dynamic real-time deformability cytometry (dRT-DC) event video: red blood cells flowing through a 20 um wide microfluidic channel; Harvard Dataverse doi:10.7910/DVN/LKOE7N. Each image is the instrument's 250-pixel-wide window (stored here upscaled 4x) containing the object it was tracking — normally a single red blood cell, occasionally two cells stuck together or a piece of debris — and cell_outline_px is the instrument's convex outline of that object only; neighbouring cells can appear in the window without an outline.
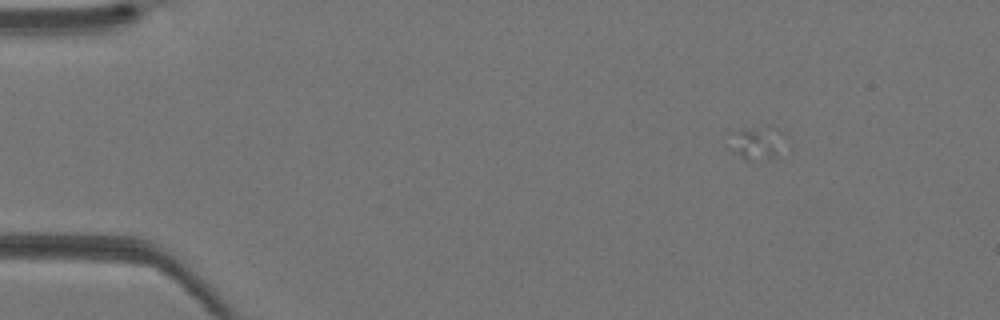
{"species": "Egyptian fruit bat (a non-hibernating species)", "species_latin": "Rousettus aegyptiacus", "temperature_condition": "warm", "stored_images_in_passage": 4, "camera_frame_rate_fps": 3000, "um_per_image_px": 0.085, "animal": {"sex": "female"}, "frame": {"image": 1, "passage_image": 2, "time_ms": 0.333, "image_size_px": [1000, 320], "cell_outline_px": [[784, 136], [776, 156], [768, 160], [744, 160], [736, 152], [728, 132], [740, 128], [764, 124], [768, 124], [776, 128]], "centroid_in_image_um": [64.33, 12.07], "position_along_channel_um": 20.7, "area_um2": 10.92}}